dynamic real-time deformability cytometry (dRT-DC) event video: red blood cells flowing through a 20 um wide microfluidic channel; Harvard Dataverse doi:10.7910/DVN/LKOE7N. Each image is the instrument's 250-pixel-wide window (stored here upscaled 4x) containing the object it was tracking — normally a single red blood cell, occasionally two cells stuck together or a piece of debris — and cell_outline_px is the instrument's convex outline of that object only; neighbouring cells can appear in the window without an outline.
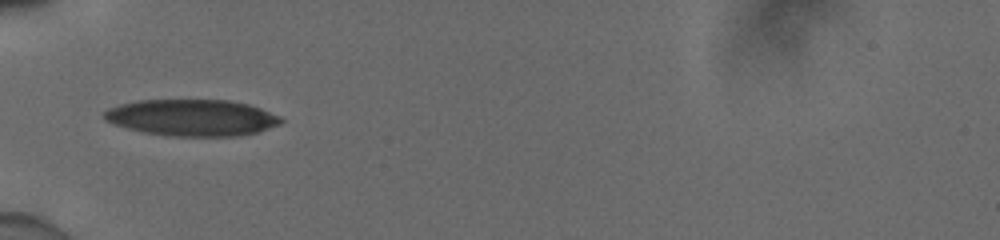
{"species": "human", "species_latin": "Homo sapiens", "temperature_condition": "cold", "stored_images_in_passage": 35, "camera_frame_rate_fps": 3000, "um_per_image_px": 0.085, "donor": {"sex": "male"}, "frame": {"image": 1, "passage_image": 1, "time_ms": 0.0, "image_size_px": [1000, 240], "cell_outline_px": [[284, 120], [276, 124], [256, 132], [236, 136], [172, 136], [144, 132], [128, 128], [104, 120], [104, 112], [108, 108], [120, 104], [140, 100], [228, 100], [248, 104], [260, 108], [280, 116]], "centroid_in_image_um": [16.29, 9.99], "position_along_channel_um": 68.7, "area_um2": 37.22}}
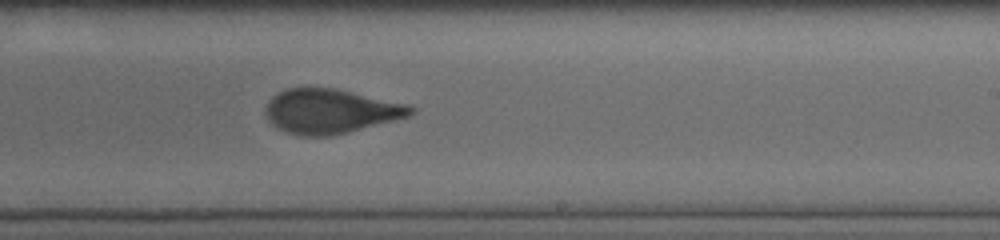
{"frame": {"image": 2, "passage_image": 16, "time_ms": 5.0, "image_size_px": [1000, 240], "cell_outline_px": [[416, 112], [408, 116], [348, 132], [332, 136], [300, 136], [288, 132], [272, 124], [268, 120], [268, 100], [272, 96], [288, 88], [336, 88], [404, 104], [416, 108]], "centroid_in_image_um": [28.09, 9.46], "position_along_channel_um": 260.9, "area_um2": 36.88}}
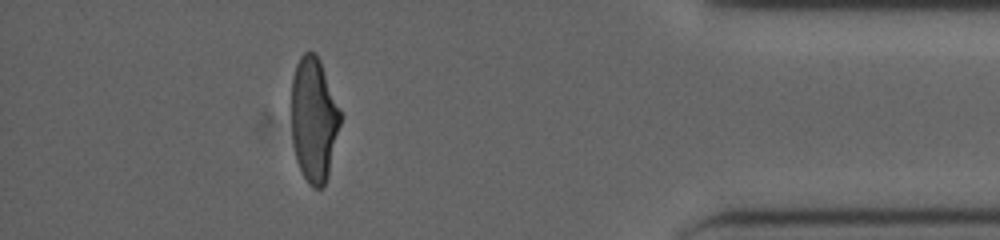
{"frame": {"image": 3, "passage_image": 30, "time_ms": 9.667, "image_size_px": [1000, 240], "cell_outline_px": [[344, 116], [328, 176], [324, 184], [320, 188], [312, 188], [308, 184], [296, 160], [292, 140], [292, 76], [296, 64], [300, 56], [304, 52], [316, 52], [320, 60]], "centroid_in_image_um": [26.71, 10.15], "position_along_channel_um": 408.5, "area_um2": 36.24}, "authors_computed_cell_mechanics": {"area_um2": 37.3388, "velocity_mm_per_s": 3.9248, "shape_relaxation_time_tau1_ms": 4.5711, "shape_relaxation_time_tau2_ms": 1.0596, "deformation_change_tau1": 0.1878, "deformation_change_tau2": 0.065}}